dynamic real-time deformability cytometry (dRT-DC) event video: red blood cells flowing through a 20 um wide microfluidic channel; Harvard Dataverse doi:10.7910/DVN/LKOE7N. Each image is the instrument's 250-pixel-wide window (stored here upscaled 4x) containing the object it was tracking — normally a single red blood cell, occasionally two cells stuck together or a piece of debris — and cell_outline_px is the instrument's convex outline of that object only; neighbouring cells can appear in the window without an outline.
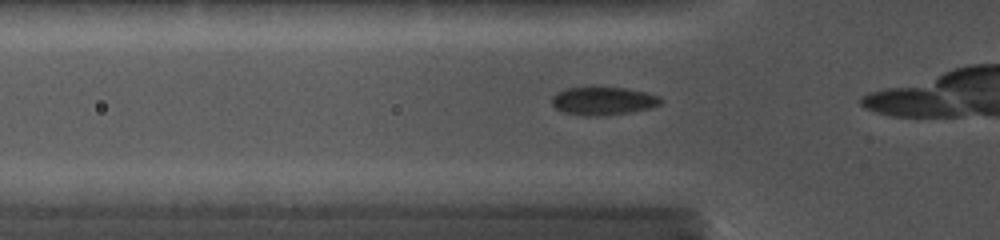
{"species": "common noctule bat (a hibernating species)", "species_latin": "Nyctalus noctula", "temperature_condition": "cold", "stored_images_in_passage": 6, "camera_frame_rate_fps": 5000, "um_per_image_px": 0.085, "animal": {"sex": "female", "body_mass_g": 19.0, "forearm_length_mm": 56.7}, "frame": {"image": 1, "passage_image": 4, "time_ms": 1.2, "image_size_px": [1000, 240], "cell_outline_px": [[664, 100], [660, 104], [652, 108], [628, 112], [596, 116], [588, 116], [564, 112], [556, 108], [552, 104], [552, 96], [556, 92], [568, 88], [588, 84], [624, 88], [644, 92], [660, 96]], "centroid_in_image_um": [51.25, 8.53], "position_along_channel_um": 74.6, "area_um2": 18.38}}